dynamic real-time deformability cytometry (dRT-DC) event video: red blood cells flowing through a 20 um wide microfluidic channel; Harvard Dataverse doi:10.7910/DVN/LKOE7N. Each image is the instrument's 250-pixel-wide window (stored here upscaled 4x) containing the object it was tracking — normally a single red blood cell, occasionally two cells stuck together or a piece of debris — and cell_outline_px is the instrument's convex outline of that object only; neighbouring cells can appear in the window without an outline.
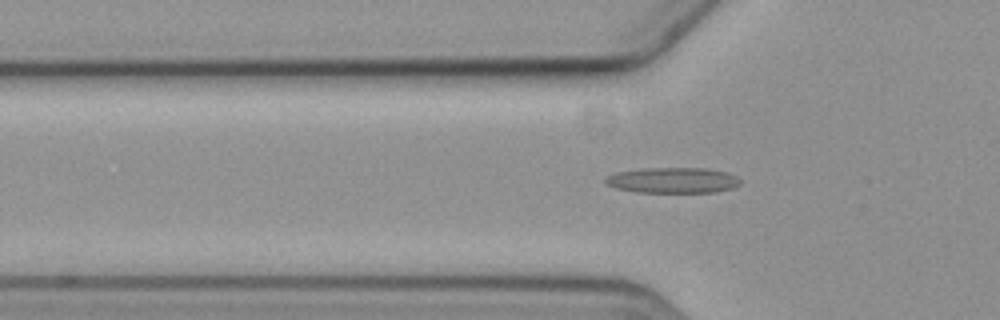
{"species": "common noctule bat (a hibernating species)", "species_latin": "Nyctalus noctula", "temperature_condition": "cold", "stored_images_in_passage": 48, "segment_of_instrument_passage": [1, 2], "camera_frame_rate_fps": 3000, "um_per_image_px": 0.085, "animal": {"sex": "female", "body_mass_g": 19.3, "forearm_length_mm": 54.1}, "frame": {"image": 1, "passage_image": 7, "time_ms": 2.0, "image_size_px": [1000, 320], "cell_outline_px": [[740, 184], [732, 188], [712, 192], [636, 192], [616, 188], [608, 184], [604, 180], [604, 176], [616, 172], [644, 168], [704, 168], [724, 172], [736, 176], [740, 180]], "centroid_in_image_um": [57.14, 15.32], "position_along_channel_um": 68.7, "area_um2": 20.0}}
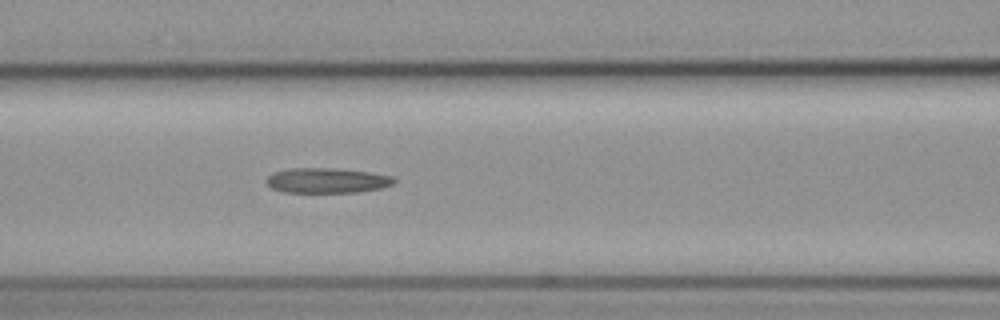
{"frame": {"image": 2, "passage_image": 13, "time_ms": 4.0, "image_size_px": [1000, 320], "cell_outline_px": [[396, 180], [392, 184], [380, 188], [356, 192], [284, 192], [272, 188], [268, 184], [268, 176], [276, 172], [292, 168], [336, 168], [368, 172], [392, 176]], "centroid_in_image_um": [27.81, 15.34], "position_along_channel_um": 138.8, "area_um2": 18.32}}
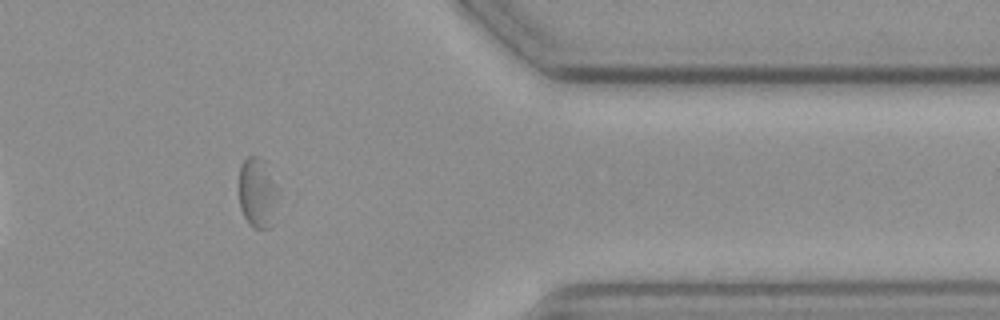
{"frame": {"image": 3, "passage_image": 36, "time_ms": 11.667, "image_size_px": [1000, 320], "cell_outline_px": [[280, 188], [272, 224], [268, 228], [252, 228], [248, 224], [240, 208], [236, 184], [240, 164], [248, 156], [260, 156], [264, 160]], "centroid_in_image_um": [21.85, 16.35], "position_along_channel_um": 389.5, "area_um2": 16.99}}